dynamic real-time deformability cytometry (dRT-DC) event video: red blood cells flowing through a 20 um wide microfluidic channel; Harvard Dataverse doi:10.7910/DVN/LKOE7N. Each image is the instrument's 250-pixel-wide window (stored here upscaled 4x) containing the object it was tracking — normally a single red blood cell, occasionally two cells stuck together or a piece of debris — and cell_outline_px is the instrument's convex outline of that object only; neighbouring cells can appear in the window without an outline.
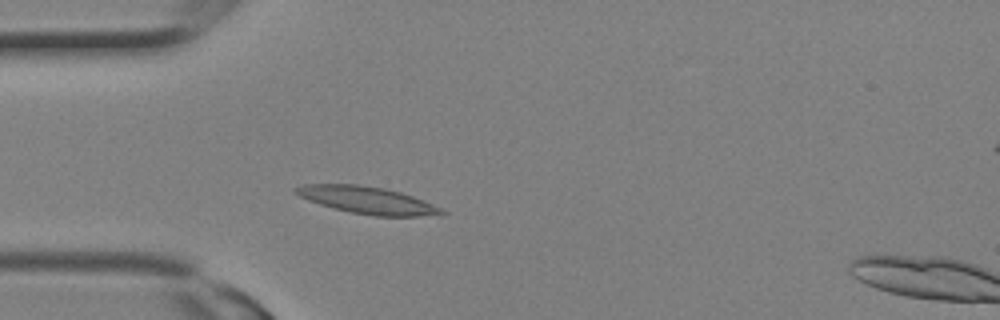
{"species": "Egyptian fruit bat (a non-hibernating species)", "species_latin": "Rousettus aegyptiacus", "temperature_condition": "room temperature", "stored_images_in_passage": 3, "camera_frame_rate_fps": 3000, "um_per_image_px": 0.085, "animal": {"sex": "female"}, "frame": {"image": 1, "passage_image": 2, "time_ms": 0.333, "image_size_px": [1000, 320], "cell_outline_px": [[448, 212], [440, 216], [376, 216], [352, 212], [320, 204], [308, 200], [292, 192], [292, 188], [304, 184], [356, 184], [384, 188], [400, 192], [412, 196], [432, 204]], "centroid_in_image_um": [31.23, 17.01], "position_along_channel_um": 53.8, "area_um2": 23.0}}